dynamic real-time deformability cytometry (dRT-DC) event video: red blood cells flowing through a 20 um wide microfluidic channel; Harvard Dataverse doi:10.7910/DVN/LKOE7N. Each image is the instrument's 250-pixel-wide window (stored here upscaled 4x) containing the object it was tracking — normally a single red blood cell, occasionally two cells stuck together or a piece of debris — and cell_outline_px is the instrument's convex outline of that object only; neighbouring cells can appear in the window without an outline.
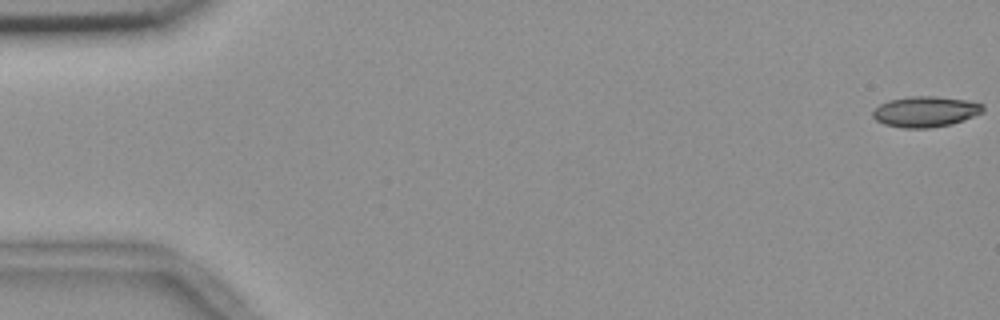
{"species": "common noctule bat (a hibernating species)", "species_latin": "Nyctalus noctula", "temperature_condition": "room temperature", "stored_images_in_passage": 50, "camera_frame_rate_fps": 3000, "um_per_image_px": 0.085, "animal": {"sex": "female", "body_mass_g": 18.4}, "frame": {"image": 1, "passage_image": 1, "time_ms": 0.0, "image_size_px": [1000, 320], "cell_outline_px": [[984, 112], [964, 120], [952, 124], [928, 128], [904, 128], [884, 124], [876, 120], [872, 116], [872, 112], [880, 104], [888, 100], [908, 96], [936, 96], [968, 100], [984, 104]], "centroid_in_image_um": [78.68, 9.48], "position_along_channel_um": 6.3, "area_um2": 19.88}}
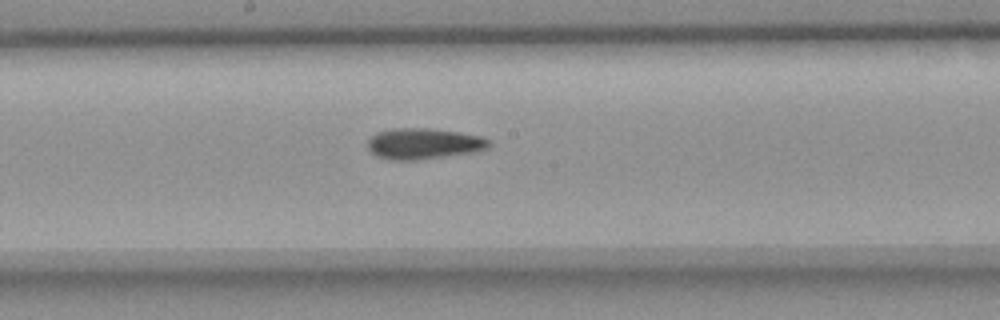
{"frame": {"image": 2, "passage_image": 30, "time_ms": 9.667, "image_size_px": [1000, 320], "cell_outline_px": [[488, 148], [472, 152], [416, 160], [392, 160], [376, 156], [368, 148], [368, 140], [376, 132], [392, 128], [428, 128], [456, 132], [480, 136], [488, 140]], "centroid_in_image_um": [35.94, 12.21], "position_along_channel_um": 212.3, "area_um2": 21.56}}
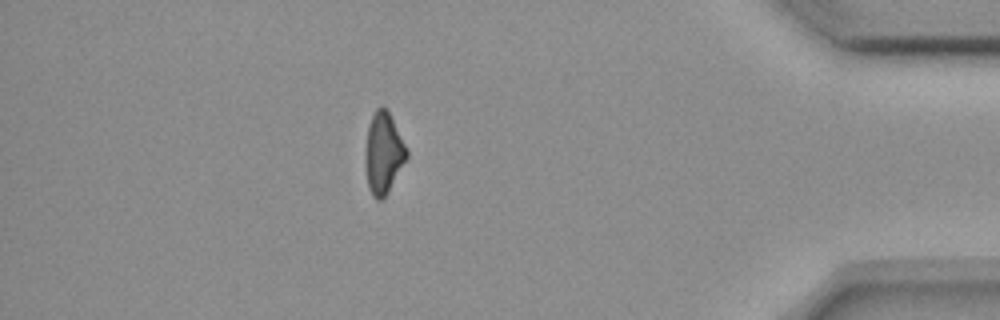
{"frame": {"image": 3, "passage_image": 49, "time_ms": 16.0, "image_size_px": [1000, 320], "cell_outline_px": [[408, 156], [388, 192], [380, 200], [376, 200], [372, 196], [368, 188], [364, 160], [368, 128], [372, 116], [376, 108], [380, 104], [388, 108], [408, 148]], "centroid_in_image_um": [32.6, 12.97], "position_along_channel_um": 402.6, "area_um2": 19.94}}